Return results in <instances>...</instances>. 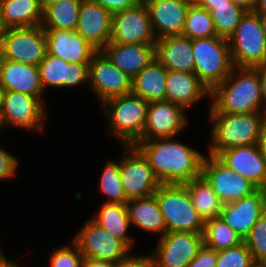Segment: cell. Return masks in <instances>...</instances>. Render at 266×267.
<instances>
[{"label":"cell","mask_w":266,"mask_h":267,"mask_svg":"<svg viewBox=\"0 0 266 267\" xmlns=\"http://www.w3.org/2000/svg\"><path fill=\"white\" fill-rule=\"evenodd\" d=\"M135 146L148 159L161 184H184L201 176L206 154L175 137L140 140Z\"/></svg>","instance_id":"cell-1"},{"label":"cell","mask_w":266,"mask_h":267,"mask_svg":"<svg viewBox=\"0 0 266 267\" xmlns=\"http://www.w3.org/2000/svg\"><path fill=\"white\" fill-rule=\"evenodd\" d=\"M208 98L217 113L266 112L256 67L234 66L229 76L210 91Z\"/></svg>","instance_id":"cell-2"},{"label":"cell","mask_w":266,"mask_h":267,"mask_svg":"<svg viewBox=\"0 0 266 267\" xmlns=\"http://www.w3.org/2000/svg\"><path fill=\"white\" fill-rule=\"evenodd\" d=\"M209 109V154L217 156L226 149L258 143L266 112L229 114L217 113L211 106Z\"/></svg>","instance_id":"cell-3"},{"label":"cell","mask_w":266,"mask_h":267,"mask_svg":"<svg viewBox=\"0 0 266 267\" xmlns=\"http://www.w3.org/2000/svg\"><path fill=\"white\" fill-rule=\"evenodd\" d=\"M108 133L122 146L136 145L143 137L149 103L132 93L105 100L101 105Z\"/></svg>","instance_id":"cell-4"},{"label":"cell","mask_w":266,"mask_h":267,"mask_svg":"<svg viewBox=\"0 0 266 267\" xmlns=\"http://www.w3.org/2000/svg\"><path fill=\"white\" fill-rule=\"evenodd\" d=\"M154 195L164 218L166 233H204L205 222L193 206L184 184H161Z\"/></svg>","instance_id":"cell-5"},{"label":"cell","mask_w":266,"mask_h":267,"mask_svg":"<svg viewBox=\"0 0 266 267\" xmlns=\"http://www.w3.org/2000/svg\"><path fill=\"white\" fill-rule=\"evenodd\" d=\"M194 73L211 91L231 73L234 65L226 38L213 36L192 40Z\"/></svg>","instance_id":"cell-6"},{"label":"cell","mask_w":266,"mask_h":267,"mask_svg":"<svg viewBox=\"0 0 266 267\" xmlns=\"http://www.w3.org/2000/svg\"><path fill=\"white\" fill-rule=\"evenodd\" d=\"M227 40L234 66L256 67L266 60V36L258 13L247 11Z\"/></svg>","instance_id":"cell-7"},{"label":"cell","mask_w":266,"mask_h":267,"mask_svg":"<svg viewBox=\"0 0 266 267\" xmlns=\"http://www.w3.org/2000/svg\"><path fill=\"white\" fill-rule=\"evenodd\" d=\"M0 46L5 59L38 66L47 53L43 27L8 28L0 34Z\"/></svg>","instance_id":"cell-8"},{"label":"cell","mask_w":266,"mask_h":267,"mask_svg":"<svg viewBox=\"0 0 266 267\" xmlns=\"http://www.w3.org/2000/svg\"><path fill=\"white\" fill-rule=\"evenodd\" d=\"M120 157L122 186L128 201L154 195L161 185L148 159L135 146H123Z\"/></svg>","instance_id":"cell-9"},{"label":"cell","mask_w":266,"mask_h":267,"mask_svg":"<svg viewBox=\"0 0 266 267\" xmlns=\"http://www.w3.org/2000/svg\"><path fill=\"white\" fill-rule=\"evenodd\" d=\"M72 240L79 246L84 258L119 262L125 259L131 249L91 218L87 219Z\"/></svg>","instance_id":"cell-10"},{"label":"cell","mask_w":266,"mask_h":267,"mask_svg":"<svg viewBox=\"0 0 266 267\" xmlns=\"http://www.w3.org/2000/svg\"><path fill=\"white\" fill-rule=\"evenodd\" d=\"M46 104L38 97L16 91H6L0 115L2 127L14 126L28 131H42L47 118Z\"/></svg>","instance_id":"cell-11"},{"label":"cell","mask_w":266,"mask_h":267,"mask_svg":"<svg viewBox=\"0 0 266 267\" xmlns=\"http://www.w3.org/2000/svg\"><path fill=\"white\" fill-rule=\"evenodd\" d=\"M204 245L203 234L194 232L165 233L150 254L153 267H188Z\"/></svg>","instance_id":"cell-12"},{"label":"cell","mask_w":266,"mask_h":267,"mask_svg":"<svg viewBox=\"0 0 266 267\" xmlns=\"http://www.w3.org/2000/svg\"><path fill=\"white\" fill-rule=\"evenodd\" d=\"M201 176L223 204L239 200L258 189L249 180L238 175L211 154L204 156Z\"/></svg>","instance_id":"cell-13"},{"label":"cell","mask_w":266,"mask_h":267,"mask_svg":"<svg viewBox=\"0 0 266 267\" xmlns=\"http://www.w3.org/2000/svg\"><path fill=\"white\" fill-rule=\"evenodd\" d=\"M88 85L102 104L107 99L130 94L132 78L98 51L88 66Z\"/></svg>","instance_id":"cell-14"},{"label":"cell","mask_w":266,"mask_h":267,"mask_svg":"<svg viewBox=\"0 0 266 267\" xmlns=\"http://www.w3.org/2000/svg\"><path fill=\"white\" fill-rule=\"evenodd\" d=\"M110 42L119 44H155L148 8L144 2L112 14Z\"/></svg>","instance_id":"cell-15"},{"label":"cell","mask_w":266,"mask_h":267,"mask_svg":"<svg viewBox=\"0 0 266 267\" xmlns=\"http://www.w3.org/2000/svg\"><path fill=\"white\" fill-rule=\"evenodd\" d=\"M185 111L182 106L171 101L150 102L141 140L176 138L189 123Z\"/></svg>","instance_id":"cell-16"},{"label":"cell","mask_w":266,"mask_h":267,"mask_svg":"<svg viewBox=\"0 0 266 267\" xmlns=\"http://www.w3.org/2000/svg\"><path fill=\"white\" fill-rule=\"evenodd\" d=\"M266 211V190L257 189L239 200L224 203L219 217L244 240Z\"/></svg>","instance_id":"cell-17"},{"label":"cell","mask_w":266,"mask_h":267,"mask_svg":"<svg viewBox=\"0 0 266 267\" xmlns=\"http://www.w3.org/2000/svg\"><path fill=\"white\" fill-rule=\"evenodd\" d=\"M194 0H145L156 39L182 35L187 11Z\"/></svg>","instance_id":"cell-18"},{"label":"cell","mask_w":266,"mask_h":267,"mask_svg":"<svg viewBox=\"0 0 266 267\" xmlns=\"http://www.w3.org/2000/svg\"><path fill=\"white\" fill-rule=\"evenodd\" d=\"M216 157L258 189L266 190V160L257 144L226 149Z\"/></svg>","instance_id":"cell-19"},{"label":"cell","mask_w":266,"mask_h":267,"mask_svg":"<svg viewBox=\"0 0 266 267\" xmlns=\"http://www.w3.org/2000/svg\"><path fill=\"white\" fill-rule=\"evenodd\" d=\"M112 13L92 0H82L79 8L76 32L98 51L111 38Z\"/></svg>","instance_id":"cell-20"},{"label":"cell","mask_w":266,"mask_h":267,"mask_svg":"<svg viewBox=\"0 0 266 267\" xmlns=\"http://www.w3.org/2000/svg\"><path fill=\"white\" fill-rule=\"evenodd\" d=\"M89 63H68L59 57L46 53L38 65L42 86L50 88L77 87L88 84Z\"/></svg>","instance_id":"cell-21"},{"label":"cell","mask_w":266,"mask_h":267,"mask_svg":"<svg viewBox=\"0 0 266 267\" xmlns=\"http://www.w3.org/2000/svg\"><path fill=\"white\" fill-rule=\"evenodd\" d=\"M47 53L68 63H90L98 52L78 32L72 30L44 29Z\"/></svg>","instance_id":"cell-22"},{"label":"cell","mask_w":266,"mask_h":267,"mask_svg":"<svg viewBox=\"0 0 266 267\" xmlns=\"http://www.w3.org/2000/svg\"><path fill=\"white\" fill-rule=\"evenodd\" d=\"M101 52L132 79L155 58V44L109 42Z\"/></svg>","instance_id":"cell-23"},{"label":"cell","mask_w":266,"mask_h":267,"mask_svg":"<svg viewBox=\"0 0 266 267\" xmlns=\"http://www.w3.org/2000/svg\"><path fill=\"white\" fill-rule=\"evenodd\" d=\"M165 86L166 100L182 106L185 110L210 96V90L195 73L167 70Z\"/></svg>","instance_id":"cell-24"},{"label":"cell","mask_w":266,"mask_h":267,"mask_svg":"<svg viewBox=\"0 0 266 267\" xmlns=\"http://www.w3.org/2000/svg\"><path fill=\"white\" fill-rule=\"evenodd\" d=\"M155 58L169 71L194 73L192 40L186 36L156 39Z\"/></svg>","instance_id":"cell-25"},{"label":"cell","mask_w":266,"mask_h":267,"mask_svg":"<svg viewBox=\"0 0 266 267\" xmlns=\"http://www.w3.org/2000/svg\"><path fill=\"white\" fill-rule=\"evenodd\" d=\"M0 84L6 91H16L43 98L44 88L38 66L5 59L2 65Z\"/></svg>","instance_id":"cell-26"},{"label":"cell","mask_w":266,"mask_h":267,"mask_svg":"<svg viewBox=\"0 0 266 267\" xmlns=\"http://www.w3.org/2000/svg\"><path fill=\"white\" fill-rule=\"evenodd\" d=\"M131 226L142 231L159 234L166 233V225L155 195L133 199L126 203Z\"/></svg>","instance_id":"cell-27"},{"label":"cell","mask_w":266,"mask_h":267,"mask_svg":"<svg viewBox=\"0 0 266 267\" xmlns=\"http://www.w3.org/2000/svg\"><path fill=\"white\" fill-rule=\"evenodd\" d=\"M167 69L154 58L132 79L131 93L148 103L166 100Z\"/></svg>","instance_id":"cell-28"},{"label":"cell","mask_w":266,"mask_h":267,"mask_svg":"<svg viewBox=\"0 0 266 267\" xmlns=\"http://www.w3.org/2000/svg\"><path fill=\"white\" fill-rule=\"evenodd\" d=\"M89 218L133 249L136 240L128 233L131 224L126 204L104 202Z\"/></svg>","instance_id":"cell-29"},{"label":"cell","mask_w":266,"mask_h":267,"mask_svg":"<svg viewBox=\"0 0 266 267\" xmlns=\"http://www.w3.org/2000/svg\"><path fill=\"white\" fill-rule=\"evenodd\" d=\"M1 15L4 29L40 26L43 19L37 0H2Z\"/></svg>","instance_id":"cell-30"},{"label":"cell","mask_w":266,"mask_h":267,"mask_svg":"<svg viewBox=\"0 0 266 267\" xmlns=\"http://www.w3.org/2000/svg\"><path fill=\"white\" fill-rule=\"evenodd\" d=\"M184 185L190 194L193 206L204 222L219 217L223 203L202 176Z\"/></svg>","instance_id":"cell-31"},{"label":"cell","mask_w":266,"mask_h":267,"mask_svg":"<svg viewBox=\"0 0 266 267\" xmlns=\"http://www.w3.org/2000/svg\"><path fill=\"white\" fill-rule=\"evenodd\" d=\"M82 0H58L43 11V29L76 30Z\"/></svg>","instance_id":"cell-32"},{"label":"cell","mask_w":266,"mask_h":267,"mask_svg":"<svg viewBox=\"0 0 266 267\" xmlns=\"http://www.w3.org/2000/svg\"><path fill=\"white\" fill-rule=\"evenodd\" d=\"M204 244L216 251L238 246L243 239L220 217L205 221Z\"/></svg>","instance_id":"cell-33"},{"label":"cell","mask_w":266,"mask_h":267,"mask_svg":"<svg viewBox=\"0 0 266 267\" xmlns=\"http://www.w3.org/2000/svg\"><path fill=\"white\" fill-rule=\"evenodd\" d=\"M211 14L217 36L228 39L247 12L231 2L220 5H199Z\"/></svg>","instance_id":"cell-34"},{"label":"cell","mask_w":266,"mask_h":267,"mask_svg":"<svg viewBox=\"0 0 266 267\" xmlns=\"http://www.w3.org/2000/svg\"><path fill=\"white\" fill-rule=\"evenodd\" d=\"M182 35L191 40L217 36L210 12L200 7L195 1L187 11Z\"/></svg>","instance_id":"cell-35"},{"label":"cell","mask_w":266,"mask_h":267,"mask_svg":"<svg viewBox=\"0 0 266 267\" xmlns=\"http://www.w3.org/2000/svg\"><path fill=\"white\" fill-rule=\"evenodd\" d=\"M99 181L98 190L102 195L107 196L106 203L126 204L128 202L121 181L120 158L106 163Z\"/></svg>","instance_id":"cell-36"},{"label":"cell","mask_w":266,"mask_h":267,"mask_svg":"<svg viewBox=\"0 0 266 267\" xmlns=\"http://www.w3.org/2000/svg\"><path fill=\"white\" fill-rule=\"evenodd\" d=\"M243 242L249 248L253 261L266 266V211L251 228Z\"/></svg>","instance_id":"cell-37"},{"label":"cell","mask_w":266,"mask_h":267,"mask_svg":"<svg viewBox=\"0 0 266 267\" xmlns=\"http://www.w3.org/2000/svg\"><path fill=\"white\" fill-rule=\"evenodd\" d=\"M255 265L249 248L244 242L238 246L217 251L216 267H254Z\"/></svg>","instance_id":"cell-38"},{"label":"cell","mask_w":266,"mask_h":267,"mask_svg":"<svg viewBox=\"0 0 266 267\" xmlns=\"http://www.w3.org/2000/svg\"><path fill=\"white\" fill-rule=\"evenodd\" d=\"M71 245L55 248L49 259L50 267H82L83 255L79 246L72 240Z\"/></svg>","instance_id":"cell-39"},{"label":"cell","mask_w":266,"mask_h":267,"mask_svg":"<svg viewBox=\"0 0 266 267\" xmlns=\"http://www.w3.org/2000/svg\"><path fill=\"white\" fill-rule=\"evenodd\" d=\"M18 158L0 147V181L14 177L18 168Z\"/></svg>","instance_id":"cell-40"},{"label":"cell","mask_w":266,"mask_h":267,"mask_svg":"<svg viewBox=\"0 0 266 267\" xmlns=\"http://www.w3.org/2000/svg\"><path fill=\"white\" fill-rule=\"evenodd\" d=\"M217 251L207 247L205 244L197 256L189 263L188 267H216Z\"/></svg>","instance_id":"cell-41"},{"label":"cell","mask_w":266,"mask_h":267,"mask_svg":"<svg viewBox=\"0 0 266 267\" xmlns=\"http://www.w3.org/2000/svg\"><path fill=\"white\" fill-rule=\"evenodd\" d=\"M107 9L110 13L124 11L137 6L140 0H92Z\"/></svg>","instance_id":"cell-42"},{"label":"cell","mask_w":266,"mask_h":267,"mask_svg":"<svg viewBox=\"0 0 266 267\" xmlns=\"http://www.w3.org/2000/svg\"><path fill=\"white\" fill-rule=\"evenodd\" d=\"M115 267H153L151 255H134L130 253L125 259L116 263Z\"/></svg>","instance_id":"cell-43"},{"label":"cell","mask_w":266,"mask_h":267,"mask_svg":"<svg viewBox=\"0 0 266 267\" xmlns=\"http://www.w3.org/2000/svg\"><path fill=\"white\" fill-rule=\"evenodd\" d=\"M260 75L263 105L266 108V60L256 66Z\"/></svg>","instance_id":"cell-44"},{"label":"cell","mask_w":266,"mask_h":267,"mask_svg":"<svg viewBox=\"0 0 266 267\" xmlns=\"http://www.w3.org/2000/svg\"><path fill=\"white\" fill-rule=\"evenodd\" d=\"M116 263L108 260L84 258L82 267H115Z\"/></svg>","instance_id":"cell-45"},{"label":"cell","mask_w":266,"mask_h":267,"mask_svg":"<svg viewBox=\"0 0 266 267\" xmlns=\"http://www.w3.org/2000/svg\"><path fill=\"white\" fill-rule=\"evenodd\" d=\"M259 150L261 151L263 157L266 160V117L262 121L261 129H260V135L257 143Z\"/></svg>","instance_id":"cell-46"},{"label":"cell","mask_w":266,"mask_h":267,"mask_svg":"<svg viewBox=\"0 0 266 267\" xmlns=\"http://www.w3.org/2000/svg\"><path fill=\"white\" fill-rule=\"evenodd\" d=\"M231 3L238 5L246 11H254L256 0H229Z\"/></svg>","instance_id":"cell-47"},{"label":"cell","mask_w":266,"mask_h":267,"mask_svg":"<svg viewBox=\"0 0 266 267\" xmlns=\"http://www.w3.org/2000/svg\"><path fill=\"white\" fill-rule=\"evenodd\" d=\"M198 5H220L229 3V0H194Z\"/></svg>","instance_id":"cell-48"},{"label":"cell","mask_w":266,"mask_h":267,"mask_svg":"<svg viewBox=\"0 0 266 267\" xmlns=\"http://www.w3.org/2000/svg\"><path fill=\"white\" fill-rule=\"evenodd\" d=\"M0 267H19V264L6 258L4 254L0 256Z\"/></svg>","instance_id":"cell-49"},{"label":"cell","mask_w":266,"mask_h":267,"mask_svg":"<svg viewBox=\"0 0 266 267\" xmlns=\"http://www.w3.org/2000/svg\"><path fill=\"white\" fill-rule=\"evenodd\" d=\"M255 13H266V0H256Z\"/></svg>","instance_id":"cell-50"},{"label":"cell","mask_w":266,"mask_h":267,"mask_svg":"<svg viewBox=\"0 0 266 267\" xmlns=\"http://www.w3.org/2000/svg\"><path fill=\"white\" fill-rule=\"evenodd\" d=\"M58 0H37V3L42 11H44L47 7L54 4Z\"/></svg>","instance_id":"cell-51"},{"label":"cell","mask_w":266,"mask_h":267,"mask_svg":"<svg viewBox=\"0 0 266 267\" xmlns=\"http://www.w3.org/2000/svg\"><path fill=\"white\" fill-rule=\"evenodd\" d=\"M5 93H6L5 88L0 84V115L4 105Z\"/></svg>","instance_id":"cell-52"},{"label":"cell","mask_w":266,"mask_h":267,"mask_svg":"<svg viewBox=\"0 0 266 267\" xmlns=\"http://www.w3.org/2000/svg\"><path fill=\"white\" fill-rule=\"evenodd\" d=\"M258 16L260 18L262 28L266 36V13H258Z\"/></svg>","instance_id":"cell-53"},{"label":"cell","mask_w":266,"mask_h":267,"mask_svg":"<svg viewBox=\"0 0 266 267\" xmlns=\"http://www.w3.org/2000/svg\"><path fill=\"white\" fill-rule=\"evenodd\" d=\"M4 60L5 58H4L3 51L0 46V77H1L2 65H3Z\"/></svg>","instance_id":"cell-54"},{"label":"cell","mask_w":266,"mask_h":267,"mask_svg":"<svg viewBox=\"0 0 266 267\" xmlns=\"http://www.w3.org/2000/svg\"><path fill=\"white\" fill-rule=\"evenodd\" d=\"M1 1H2V0H0V34L5 30V29H4V26H3V23H2Z\"/></svg>","instance_id":"cell-55"},{"label":"cell","mask_w":266,"mask_h":267,"mask_svg":"<svg viewBox=\"0 0 266 267\" xmlns=\"http://www.w3.org/2000/svg\"><path fill=\"white\" fill-rule=\"evenodd\" d=\"M254 267H266L265 265L256 264Z\"/></svg>","instance_id":"cell-56"},{"label":"cell","mask_w":266,"mask_h":267,"mask_svg":"<svg viewBox=\"0 0 266 267\" xmlns=\"http://www.w3.org/2000/svg\"><path fill=\"white\" fill-rule=\"evenodd\" d=\"M1 129H3V127H2V124H1V120H0V130H1Z\"/></svg>","instance_id":"cell-57"}]
</instances>
